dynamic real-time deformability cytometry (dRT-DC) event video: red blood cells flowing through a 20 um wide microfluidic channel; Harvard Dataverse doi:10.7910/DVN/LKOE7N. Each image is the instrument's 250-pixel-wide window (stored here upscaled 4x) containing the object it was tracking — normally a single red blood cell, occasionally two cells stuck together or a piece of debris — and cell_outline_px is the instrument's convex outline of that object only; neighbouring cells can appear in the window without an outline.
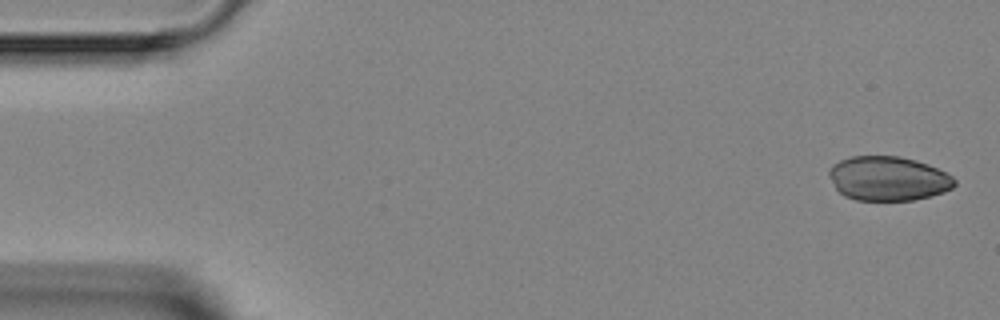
{"species": "Egyptian fruit bat (a non-hibernating species)", "species_latin": "Rousettus aegyptiacus", "temperature_condition": "room temperature", "stored_images_in_passage": 4, "camera_frame_rate_fps": 3000, "um_per_image_px": 0.085, "animal": {"sex": "female"}, "frame": {"image": 1, "passage_image": 1, "time_ms": 0.0, "image_size_px": [1000, 320], "cell_outline_px": [[956, 184], [952, 188], [944, 192], [932, 196], [912, 200], [856, 200], [844, 196], [836, 188], [828, 176], [828, 172], [832, 164], [840, 160], [852, 156], [900, 156], [916, 160], [928, 164], [952, 176], [956, 180]], "centroid_in_image_um": [75.49, 15.17], "position_along_channel_um": 9.5, "area_um2": 32.54}}
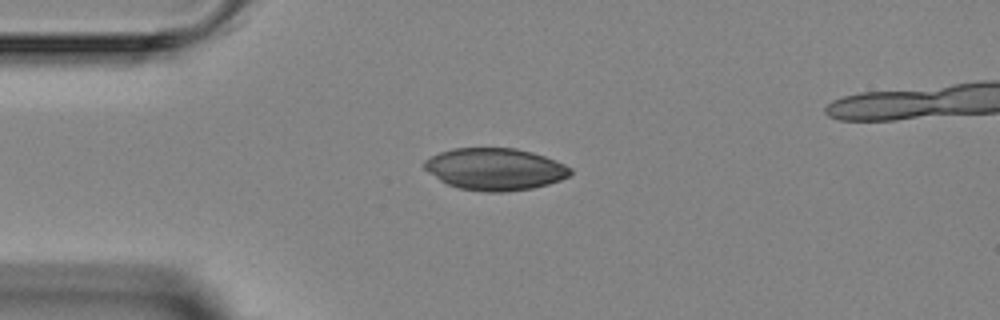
{"frame": {"image": 2, "passage_image": 3, "time_ms": 3.333, "image_size_px": [1000, 320], "cell_outline_px": [[572, 172], [568, 176], [560, 180], [548, 184], [532, 188], [504, 192], [488, 192], [460, 188], [448, 184], [440, 180], [428, 172], [424, 168], [424, 160], [440, 152], [452, 148], [516, 148], [532, 152], [544, 156], [564, 164], [572, 168]], "centroid_in_image_um": [42.08, 14.37], "position_along_channel_um": 42.9, "area_um2": 35.6}}